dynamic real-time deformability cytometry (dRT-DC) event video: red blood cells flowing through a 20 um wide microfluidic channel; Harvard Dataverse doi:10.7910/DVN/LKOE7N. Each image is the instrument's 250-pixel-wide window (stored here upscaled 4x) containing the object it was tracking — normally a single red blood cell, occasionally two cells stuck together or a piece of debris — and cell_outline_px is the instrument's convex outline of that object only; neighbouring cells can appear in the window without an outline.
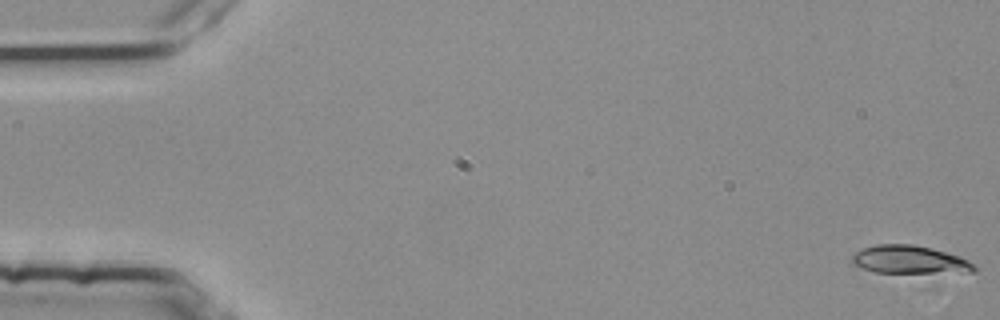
{"species": "common noctule bat (a hibernating species)", "species_latin": "Nyctalus noctula", "temperature_condition": "room temperature", "stored_images_in_passage": 5, "camera_frame_rate_fps": 3000, "um_per_image_px": 0.085, "animal": {"sex": "female", "body_mass_g": 25.1}, "frame": {"image": 1, "passage_image": 1, "time_ms": 0.0, "image_size_px": [1000, 320], "cell_outline_px": [[980, 268], [976, 272], [928, 288], [920, 288], [852, 264], [852, 256], [856, 252], [864, 248], [876, 244], [912, 244], [932, 248], [960, 256], [968, 260]], "centroid_in_image_um": [77.67, 22.44], "position_along_channel_um": 7.3, "area_um2": 26.24}}
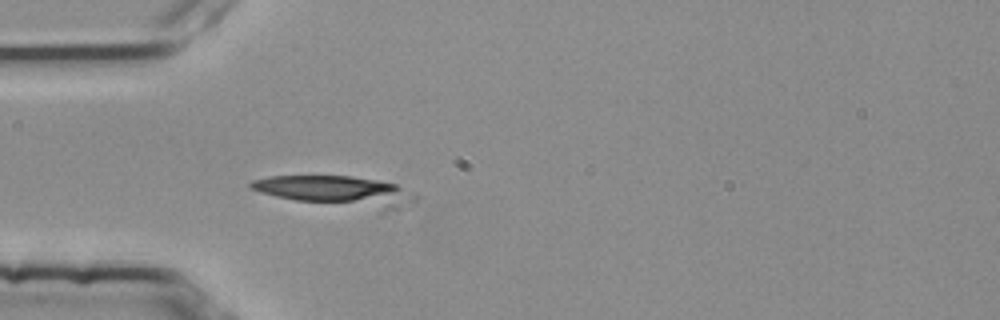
{"frame": {"image": 2, "passage_image": 5, "time_ms": 1.333, "image_size_px": [1000, 320], "cell_outline_px": [[420, 196], [416, 204], [380, 216], [296, 200], [276, 196], [260, 192], [252, 188], [248, 184], [252, 180], [268, 176], [352, 176], [376, 180], [396, 184]], "centroid_in_image_um": [28.87, 16.36], "position_along_channel_um": 56.1, "area_um2": 31.27}}